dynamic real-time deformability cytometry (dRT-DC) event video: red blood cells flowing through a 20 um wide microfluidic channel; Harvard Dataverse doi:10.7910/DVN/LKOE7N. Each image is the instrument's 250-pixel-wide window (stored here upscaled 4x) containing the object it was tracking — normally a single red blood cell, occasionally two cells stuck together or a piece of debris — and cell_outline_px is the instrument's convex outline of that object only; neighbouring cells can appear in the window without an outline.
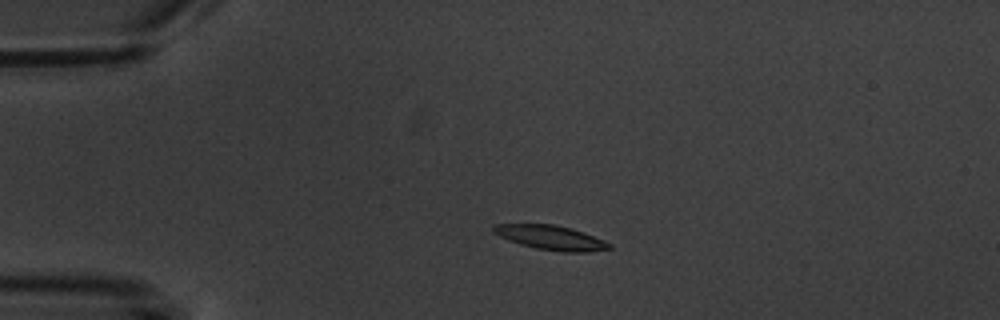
{"species": "common noctule bat (a hibernating species)", "species_latin": "Nyctalus noctula", "temperature_condition": "warm", "stored_images_in_passage": 3, "camera_frame_rate_fps": 3000, "um_per_image_px": 0.085, "animal": {"sex": "male", "body_mass_g": 20.1, "forearm_length_mm": 53.5}, "frame": {"image": 1, "passage_image": 2, "time_ms": 1.333, "image_size_px": [1000, 320], "cell_outline_px": [[612, 248], [588, 252], [564, 252], [536, 248], [520, 244], [508, 240], [492, 232], [492, 228], [496, 224], [556, 224], [572, 228], [584, 232], [604, 240], [612, 244]], "centroid_in_image_um": [46.85, 20.19], "position_along_channel_um": 38.2, "area_um2": 16.53}}